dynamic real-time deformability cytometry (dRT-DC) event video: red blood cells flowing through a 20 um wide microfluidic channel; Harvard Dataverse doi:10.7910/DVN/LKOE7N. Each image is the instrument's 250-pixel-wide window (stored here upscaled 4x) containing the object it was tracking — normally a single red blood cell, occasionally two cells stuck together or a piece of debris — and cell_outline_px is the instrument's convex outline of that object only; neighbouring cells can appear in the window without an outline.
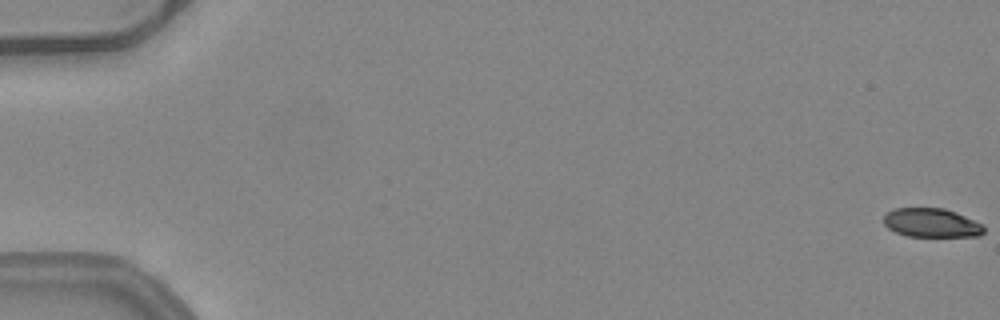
{"species": "common noctule bat (a hibernating species)", "species_latin": "Nyctalus noctula", "temperature_condition": "warm", "stored_images_in_passage": 12, "camera_frame_rate_fps": 3000, "um_per_image_px": 0.085, "animal": {"sex": "female", "body_mass_g": 24.6, "forearm_length_mm": 56.2}, "frame": {"image": 1, "passage_image": 1, "time_ms": 0.0, "image_size_px": [1000, 320], "cell_outline_px": [[984, 232], [980, 236], [908, 236], [896, 232], [888, 228], [884, 224], [884, 216], [892, 208], [944, 208], [956, 212], [984, 224]], "centroid_in_image_um": [79.19, 18.93], "position_along_channel_um": 5.8, "area_um2": 16.94}}